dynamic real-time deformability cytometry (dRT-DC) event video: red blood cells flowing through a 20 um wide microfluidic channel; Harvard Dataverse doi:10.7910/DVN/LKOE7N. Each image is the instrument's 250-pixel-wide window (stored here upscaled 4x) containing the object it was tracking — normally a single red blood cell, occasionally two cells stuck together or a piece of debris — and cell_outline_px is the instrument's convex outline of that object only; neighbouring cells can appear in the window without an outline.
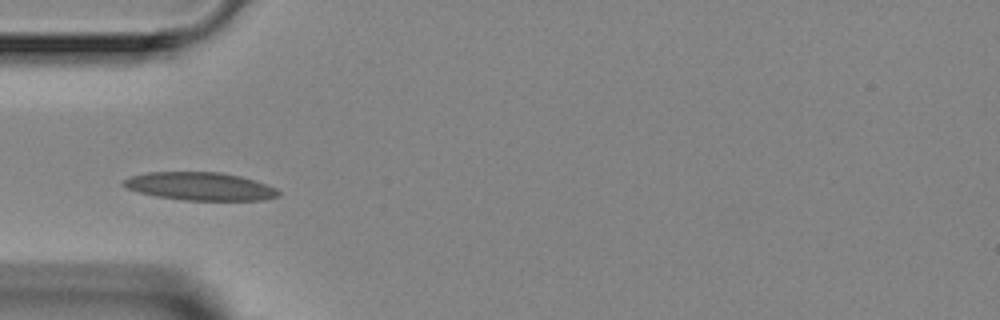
{"species": "Egyptian fruit bat (a non-hibernating species)", "species_latin": "Rousettus aegyptiacus", "temperature_condition": "room temperature", "stored_images_in_passage": 5, "camera_frame_rate_fps": 3000, "um_per_image_px": 0.085, "animal": {"sex": "female"}, "frame": {"image": 1, "passage_image": 4, "time_ms": 4.333, "image_size_px": [1000, 320], "cell_outline_px": [[280, 196], [264, 200], [184, 200], [156, 196], [140, 192], [128, 188], [120, 184], [124, 180], [132, 176], [148, 172], [220, 172], [240, 176], [256, 180], [276, 188], [280, 192]], "centroid_in_image_um": [17.05, 15.84], "position_along_channel_um": 68.0, "area_um2": 25.26}}
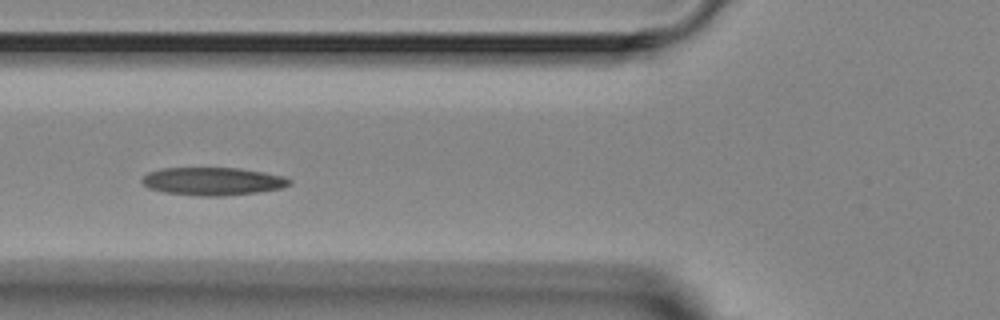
{"frame": {"image": 2, "passage_image": 5, "time_ms": 5.333, "image_size_px": [1000, 320], "cell_outline_px": [[292, 184], [280, 188], [260, 192], [224, 196], [196, 196], [164, 192], [148, 188], [140, 180], [148, 172], [160, 168], [240, 168], [264, 172], [284, 176], [292, 180]], "centroid_in_image_um": [18.09, 15.41], "position_along_channel_um": 107.7, "area_um2": 24.22}}